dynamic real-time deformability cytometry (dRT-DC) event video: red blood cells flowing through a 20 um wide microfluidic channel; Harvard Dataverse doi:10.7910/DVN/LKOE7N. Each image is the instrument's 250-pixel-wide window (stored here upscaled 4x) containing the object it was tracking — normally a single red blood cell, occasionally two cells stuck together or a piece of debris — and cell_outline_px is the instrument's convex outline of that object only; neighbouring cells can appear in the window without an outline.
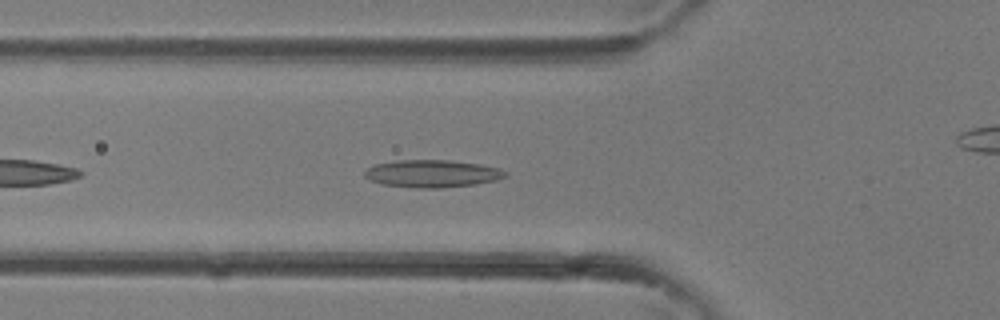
{"species": "common noctule bat (a hibernating species)", "species_latin": "Nyctalus noctula", "temperature_condition": "room temperature", "stored_images_in_passage": 15, "camera_frame_rate_fps": 3000, "um_per_image_px": 0.085, "animal": {"sex": "female"}, "frame": {"image": 1, "passage_image": 5, "time_ms": 1.333, "image_size_px": [1000, 320], "cell_outline_px": [[508, 176], [496, 180], [476, 184], [440, 188], [416, 188], [380, 184], [364, 176], [364, 172], [372, 164], [396, 160], [448, 160], [480, 164], [500, 168], [508, 172]], "centroid_in_image_um": [36.74, 14.75], "position_along_channel_um": 89.1, "area_um2": 22.72}}
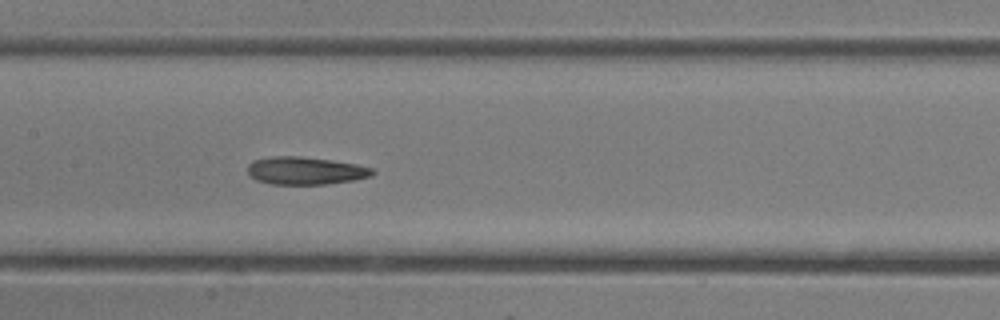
{"frame": {"image": 2, "passage_image": 10, "time_ms": 3.0, "image_size_px": [1000, 320], "cell_outline_px": [[376, 172], [372, 176], [356, 180], [328, 184], [272, 184], [256, 180], [248, 172], [248, 164], [252, 160], [268, 156], [300, 156], [332, 160], [356, 164], [372, 168]], "centroid_in_image_um": [25.98, 14.5], "position_along_channel_um": 181.4, "area_um2": 20.35}}
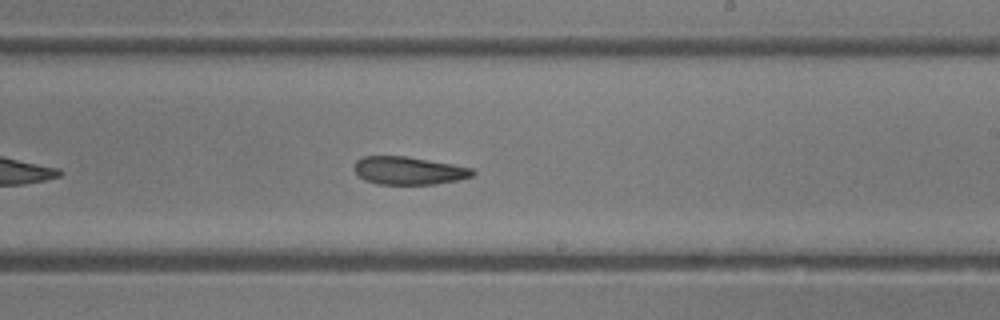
{"frame": {"image": 3, "passage_image": 14, "time_ms": 4.333, "image_size_px": [1000, 320], "cell_outline_px": [[476, 172], [472, 176], [456, 180], [436, 184], [376, 184], [364, 180], [352, 168], [352, 164], [356, 160], [364, 156], [404, 156], [452, 164], [472, 168]], "centroid_in_image_um": [34.69, 14.5], "position_along_channel_um": 254.3, "area_um2": 19.25}}